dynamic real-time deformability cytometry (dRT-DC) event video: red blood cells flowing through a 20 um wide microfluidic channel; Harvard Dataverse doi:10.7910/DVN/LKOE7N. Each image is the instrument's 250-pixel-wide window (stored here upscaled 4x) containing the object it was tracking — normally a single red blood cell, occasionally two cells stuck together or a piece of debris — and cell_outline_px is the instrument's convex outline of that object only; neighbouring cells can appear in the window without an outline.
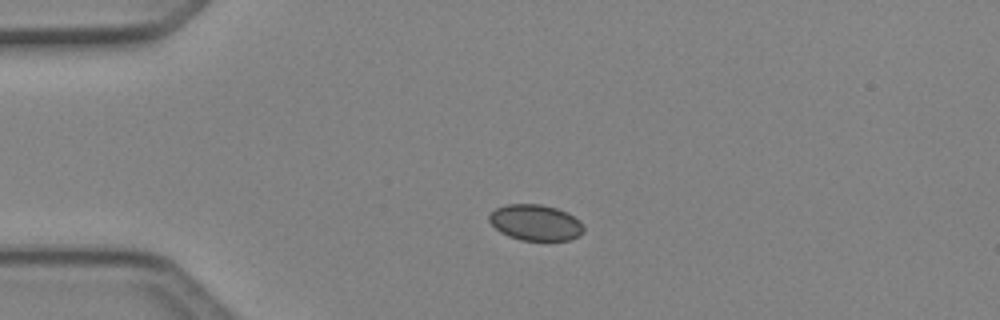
{"species": "Egyptian fruit bat (a non-hibernating species)", "species_latin": "Rousettus aegyptiacus", "temperature_condition": "cold", "stored_images_in_passage": 2, "camera_frame_rate_fps": 3000, "um_per_image_px": 0.085, "animal": {"sex": "female"}, "frame": {"image": 1, "passage_image": 1, "time_ms": 0.0, "image_size_px": [1000, 320], "cell_outline_px": [[584, 232], [580, 236], [568, 240], [520, 240], [508, 236], [500, 232], [488, 220], [488, 216], [496, 208], [508, 204], [540, 204], [556, 208], [568, 212], [580, 220], [584, 228]], "centroid_in_image_um": [45.54, 18.92], "position_along_channel_um": 39.5, "area_um2": 19.88}}